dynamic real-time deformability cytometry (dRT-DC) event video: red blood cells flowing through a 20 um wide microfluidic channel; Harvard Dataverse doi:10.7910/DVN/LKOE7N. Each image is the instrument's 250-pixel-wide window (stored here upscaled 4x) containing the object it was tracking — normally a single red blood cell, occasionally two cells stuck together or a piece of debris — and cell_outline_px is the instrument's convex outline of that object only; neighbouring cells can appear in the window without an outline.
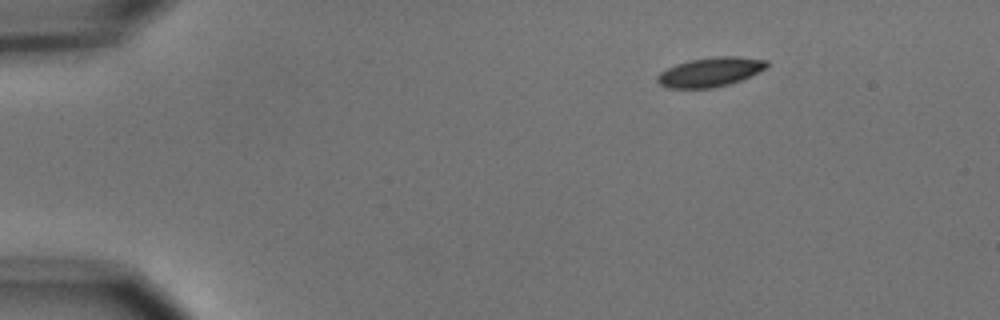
{"species": "common noctule bat (a hibernating species)", "species_latin": "Nyctalus noctula", "temperature_condition": "cold", "stored_images_in_passage": 6, "camera_frame_rate_fps": 3000, "um_per_image_px": 0.085, "animal": {"sex": "male", "body_mass_g": 15.6}, "frame": {"image": 1, "passage_image": 1, "time_ms": 0.0, "image_size_px": [1000, 320], "cell_outline_px": [[768, 68], [752, 76], [728, 84], [712, 88], [668, 88], [660, 84], [656, 80], [656, 76], [660, 72], [676, 64], [688, 60], [716, 56], [736, 56], [768, 60]], "centroid_in_image_um": [60.4, 6.11], "position_along_channel_um": 24.6, "area_um2": 18.84}}
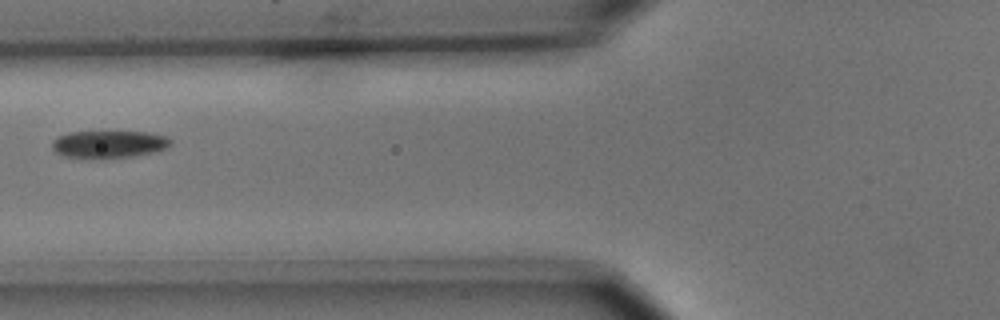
{"frame": {"image": 2, "passage_image": 5, "time_ms": 4.667, "image_size_px": [1000, 320], "cell_outline_px": [[172, 144], [168, 148], [156, 152], [108, 160], [80, 160], [64, 156], [56, 152], [52, 148], [52, 140], [56, 136], [68, 132], [148, 132], [164, 136], [172, 140]], "centroid_in_image_um": [9.21, 12.3], "position_along_channel_um": 116.6, "area_um2": 19.83}}
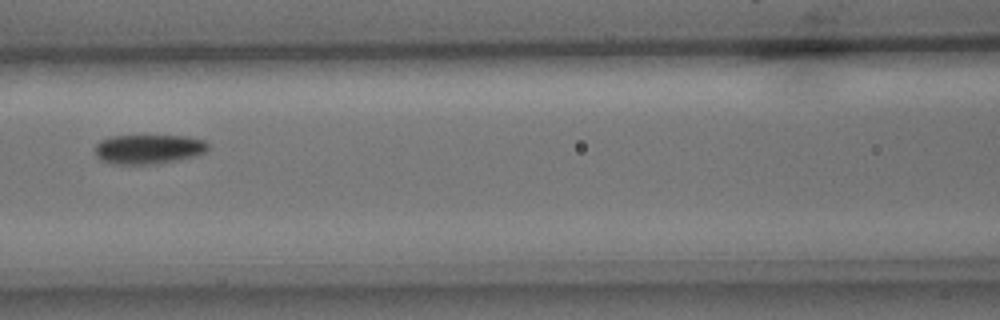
{"frame": {"image": 3, "passage_image": 6, "time_ms": 5.667, "image_size_px": [1000, 320], "cell_outline_px": [[208, 148], [204, 152], [196, 156], [160, 164], [112, 164], [100, 160], [96, 156], [96, 144], [100, 140], [112, 136], [188, 136], [204, 140], [208, 144]], "centroid_in_image_um": [12.62, 12.68], "position_along_channel_um": 154.0, "area_um2": 19.54}}